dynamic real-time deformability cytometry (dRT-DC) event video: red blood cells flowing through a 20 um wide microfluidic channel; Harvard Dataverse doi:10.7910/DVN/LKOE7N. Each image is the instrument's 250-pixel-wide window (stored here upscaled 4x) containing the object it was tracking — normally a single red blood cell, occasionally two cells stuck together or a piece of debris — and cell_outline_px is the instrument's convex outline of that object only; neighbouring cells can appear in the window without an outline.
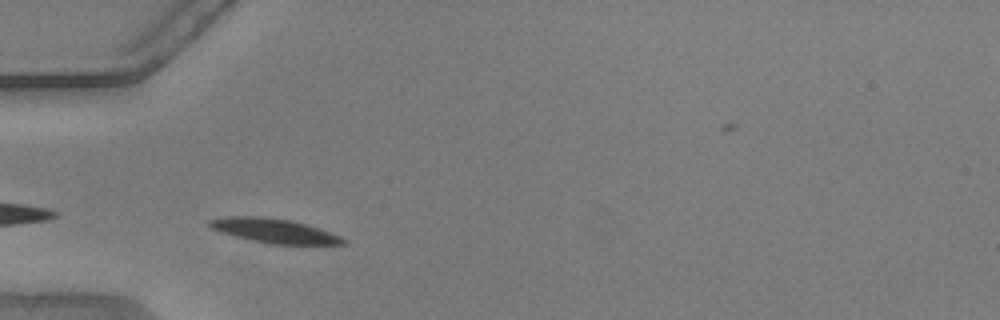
{"species": "common noctule bat (a hibernating species)", "species_latin": "Nyctalus noctula", "temperature_condition": "warm", "stored_images_in_passage": 26, "camera_frame_rate_fps": 3000, "um_per_image_px": 0.085, "animal": {"sex": "male", "body_mass_g": 20.5, "forearm_length_mm": 52.5}, "frame": {"image": 1, "passage_image": 2, "time_ms": 0.333, "image_size_px": [1000, 320], "cell_outline_px": [[348, 244], [268, 244], [220, 232], [212, 228], [208, 224], [208, 220], [228, 216], [260, 216], [288, 220], [304, 224], [340, 236], [348, 240]], "centroid_in_image_um": [23.28, 19.62], "position_along_channel_um": 61.7, "area_um2": 18.61}}
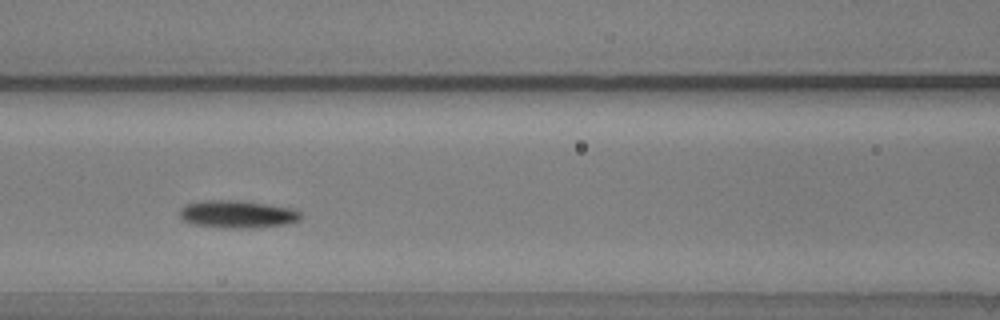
{"frame": {"image": 2, "passage_image": 9, "time_ms": 2.667, "image_size_px": [1000, 320], "cell_outline_px": [[304, 216], [300, 220], [288, 224], [252, 228], [224, 228], [192, 224], [184, 220], [180, 216], [180, 208], [184, 204], [200, 200], [240, 200], [268, 204], [292, 208], [300, 212]], "centroid_in_image_um": [20.19, 18.2], "position_along_channel_um": 146.4, "area_um2": 19.83}}
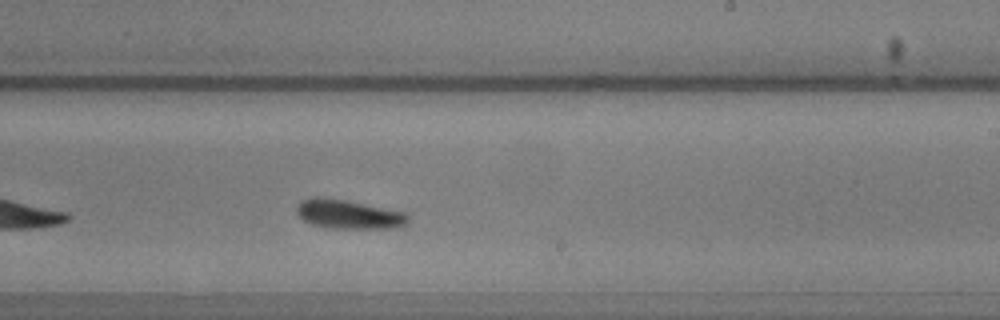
{"frame": {"image": 3, "passage_image": 18, "time_ms": 5.667, "image_size_px": [1000, 320], "cell_outline_px": [[408, 220], [404, 224], [396, 228], [332, 228], [312, 224], [304, 220], [296, 212], [296, 208], [300, 200], [316, 196], [320, 196], [344, 200], [408, 212]], "centroid_in_image_um": [29.63, 18.2], "position_along_channel_um": 259.4, "area_um2": 18.84}, "authors_computed_cell_mechanics": {"area_um2": 18.6983, "velocity_mm_per_s": 3.79, "shape_relaxation_time_tau1_ms": null, "shape_relaxation_time_tau2_ms": 2.2234, "deformation_change_tau1": null, "deformation_change_tau2": 0.0619}}